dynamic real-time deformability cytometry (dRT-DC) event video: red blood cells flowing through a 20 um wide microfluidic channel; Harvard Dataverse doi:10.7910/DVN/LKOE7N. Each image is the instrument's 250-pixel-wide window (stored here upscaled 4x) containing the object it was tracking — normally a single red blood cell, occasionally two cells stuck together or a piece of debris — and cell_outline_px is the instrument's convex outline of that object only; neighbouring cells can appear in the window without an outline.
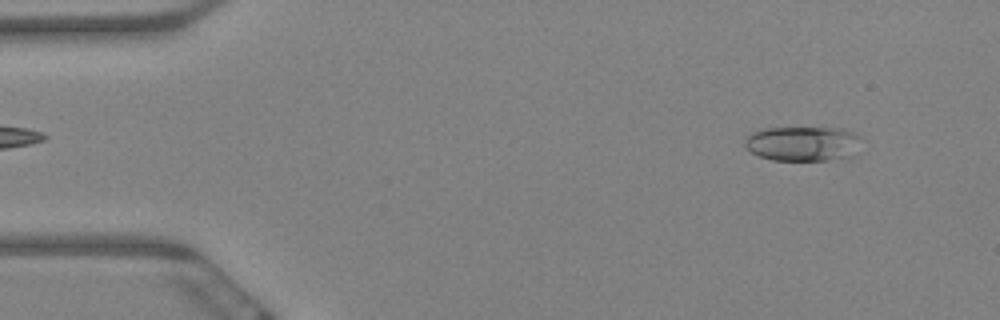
{"species": "Egyptian fruit bat (a non-hibernating species)", "species_latin": "Rousettus aegyptiacus", "temperature_condition": "warm", "stored_images_in_passage": 59, "camera_frame_rate_fps": 3000, "um_per_image_px": 0.085, "animal": {"sex": "female"}, "frame": {"image": 1, "passage_image": 5, "time_ms": 1.333, "image_size_px": [1000, 320], "cell_outline_px": [[856, 156], [824, 160], [772, 160], [760, 156], [752, 152], [744, 144], [744, 140], [752, 132], [764, 128], [840, 128], [852, 132], [856, 136]], "centroid_in_image_um": [68.19, 12.21], "position_along_channel_um": 16.8, "area_um2": 23.24}}
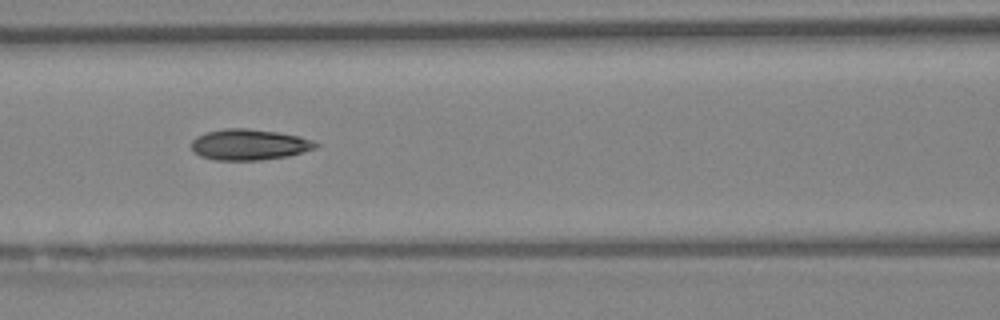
{"frame": {"image": 2, "passage_image": 25, "time_ms": 8.0, "image_size_px": [1000, 320], "cell_outline_px": [[320, 144], [316, 148], [288, 156], [260, 160], [216, 160], [200, 156], [192, 148], [192, 140], [196, 136], [204, 132], [224, 128], [248, 128], [276, 132], [300, 136], [312, 140]], "centroid_in_image_um": [21.18, 12.28], "position_along_channel_um": 145.4, "area_um2": 22.43}}
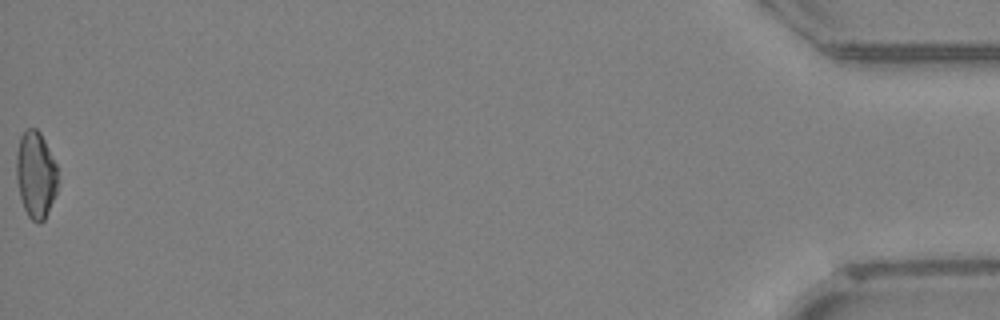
{"frame": {"image": 3, "passage_image": 59, "time_ms": 19.333, "image_size_px": [1000, 320], "cell_outline_px": [[56, 192], [48, 212], [44, 220], [40, 224], [36, 224], [28, 216], [24, 208], [20, 196], [16, 176], [16, 152], [20, 136], [28, 128], [36, 128], [40, 132], [56, 164]], "centroid_in_image_um": [3.01, 14.86], "position_along_channel_um": 432.2, "area_um2": 20.81}, "authors_computed_cell_mechanics": {"area_um2": 21.964, "velocity_mm_per_s": 3.4383, "shape_relaxation_time_tau1_ms": null, "shape_relaxation_time_tau2_ms": 3.1421, "deformation_change_tau1": null, "deformation_change_tau2": 0.1043}}